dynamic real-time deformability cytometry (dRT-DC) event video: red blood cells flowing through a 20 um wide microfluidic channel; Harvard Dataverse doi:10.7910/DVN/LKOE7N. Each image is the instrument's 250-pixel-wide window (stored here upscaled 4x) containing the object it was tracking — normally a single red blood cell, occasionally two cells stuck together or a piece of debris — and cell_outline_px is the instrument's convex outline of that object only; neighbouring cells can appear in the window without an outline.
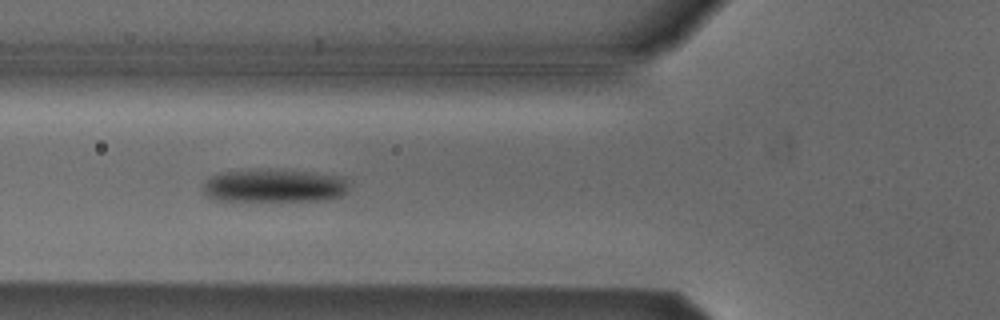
{"species": "Egyptian fruit bat (a non-hibernating species)", "species_latin": "Rousettus aegyptiacus", "temperature_condition": "cold", "stored_images_in_passage": 35, "camera_frame_rate_fps": 3000, "um_per_image_px": 0.085, "animal": {"sex": "male"}, "frame": {"image": 1, "passage_image": 7, "time_ms": 2.0, "image_size_px": [1000, 320], "cell_outline_px": [[348, 192], [340, 196], [324, 200], [216, 200], [208, 196], [204, 192], [204, 184], [212, 176], [224, 172], [268, 168], [312, 172], [344, 176], [348, 180]], "centroid_in_image_um": [23.39, 15.76], "position_along_channel_um": 102.4, "area_um2": 28.26}}
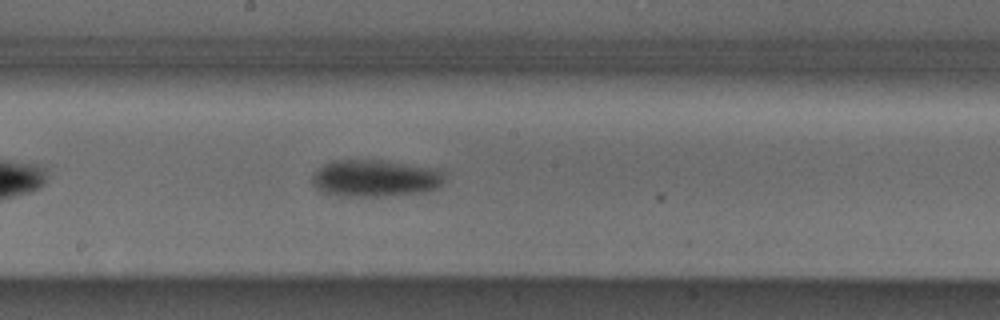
{"frame": {"image": 2, "passage_image": 16, "time_ms": 5.0, "image_size_px": [1000, 320], "cell_outline_px": [[444, 180], [436, 188], [420, 192], [384, 196], [344, 196], [320, 192], [312, 184], [312, 176], [316, 168], [332, 160], [384, 160], [436, 168], [444, 172]], "centroid_in_image_um": [31.84, 15.14], "position_along_channel_um": 216.4, "area_um2": 28.73}}
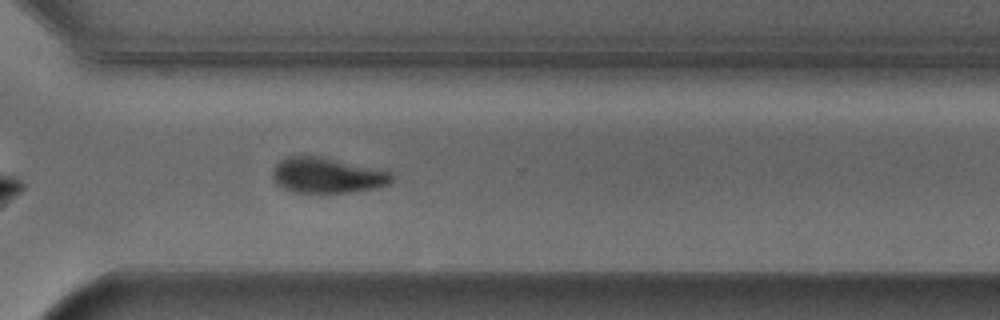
{"frame": {"image": 3, "passage_image": 26, "time_ms": 8.333, "image_size_px": [1000, 320], "cell_outline_px": [[392, 180], [388, 184], [376, 188], [348, 192], [292, 192], [280, 188], [276, 184], [272, 176], [272, 168], [280, 160], [288, 156], [320, 156], [388, 168], [392, 172]], "centroid_in_image_um": [27.85, 14.88], "position_along_channel_um": 342.7, "area_um2": 25.37}, "authors_computed_cell_mechanics": {"area_um2": 27.744, "velocity_mm_per_s": 3.7962, "shape_relaxation_time_tau1_ms": 2.7693, "shape_relaxation_time_tau2_ms": null, "deformation_change_tau1": 0.131, "deformation_change_tau2": null}}